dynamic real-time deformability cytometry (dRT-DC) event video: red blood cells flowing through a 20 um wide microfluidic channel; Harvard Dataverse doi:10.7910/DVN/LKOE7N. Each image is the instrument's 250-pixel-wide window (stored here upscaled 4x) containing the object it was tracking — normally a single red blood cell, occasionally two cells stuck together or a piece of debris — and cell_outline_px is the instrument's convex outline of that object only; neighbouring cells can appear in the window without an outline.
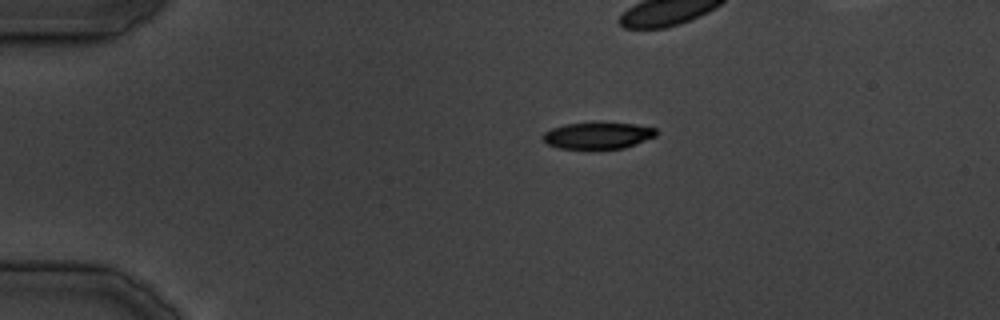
{"species": "common noctule bat (a hibernating species)", "species_latin": "Nyctalus noctula", "temperature_condition": "cold", "stored_images_in_passage": 31, "camera_frame_rate_fps": 3000, "um_per_image_px": 0.085, "animal": {"sex": "male", "body_mass_g": 19.5, "forearm_length_mm": 54.6}, "frame": {"image": 1, "passage_image": 1, "time_ms": 0.0, "image_size_px": [1000, 320], "cell_outline_px": [[656, 136], [624, 148], [560, 148], [548, 144], [540, 136], [544, 132], [552, 128], [564, 124], [592, 120], [636, 124], [656, 128]], "centroid_in_image_um": [50.8, 11.46], "position_along_channel_um": 34.2, "area_um2": 18.03}}